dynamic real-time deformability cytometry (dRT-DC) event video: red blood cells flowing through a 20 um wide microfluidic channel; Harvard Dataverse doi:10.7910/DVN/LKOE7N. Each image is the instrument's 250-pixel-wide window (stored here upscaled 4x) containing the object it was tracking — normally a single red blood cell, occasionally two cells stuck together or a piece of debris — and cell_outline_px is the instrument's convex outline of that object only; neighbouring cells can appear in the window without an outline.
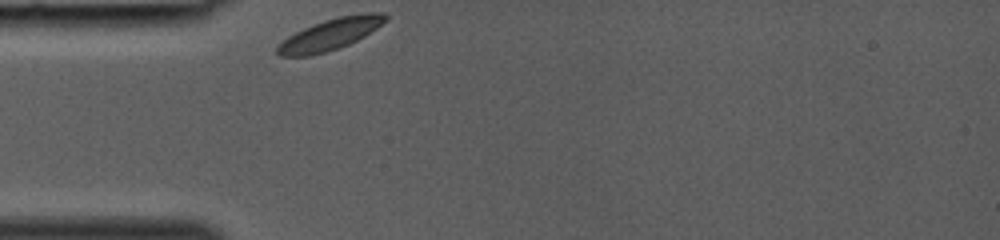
{"species": "common noctule bat (a hibernating species)", "species_latin": "Nyctalus noctula", "temperature_condition": "room temperature", "stored_images_in_passage": 24, "camera_frame_rate_fps": 3000, "um_per_image_px": 0.085, "animal": {"sex": "female", "body_mass_g": 19.0, "forearm_length_mm": 53.3}, "frame": {"image": 1, "passage_image": 1, "time_ms": 0.0, "image_size_px": [1000, 240], "cell_outline_px": [[388, 20], [364, 36], [348, 44], [324, 52], [308, 56], [280, 56], [276, 52], [276, 48], [288, 36], [304, 28], [324, 20], [340, 16], [364, 12], [384, 12], [388, 16]], "centroid_in_image_um": [28.11, 2.89], "position_along_channel_um": 56.9, "area_um2": 19.48}}
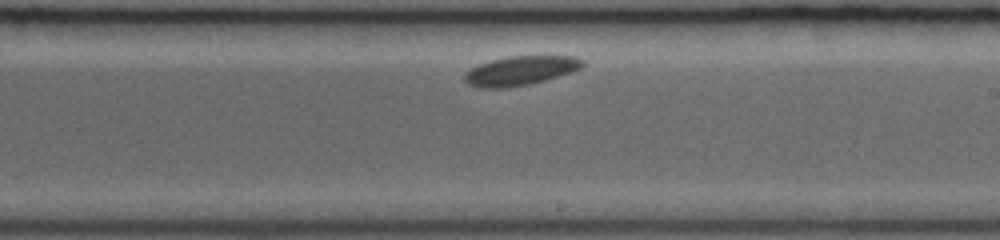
{"frame": {"image": 2, "passage_image": 14, "time_ms": 4.333, "image_size_px": [1000, 240], "cell_outline_px": [[584, 64], [580, 68], [544, 80], [528, 84], [508, 88], [480, 88], [468, 84], [464, 80], [464, 76], [472, 68], [480, 64], [492, 60], [508, 56], [576, 56], [584, 60]], "centroid_in_image_um": [44.22, 6.0], "position_along_channel_um": 244.8, "area_um2": 19.77}}
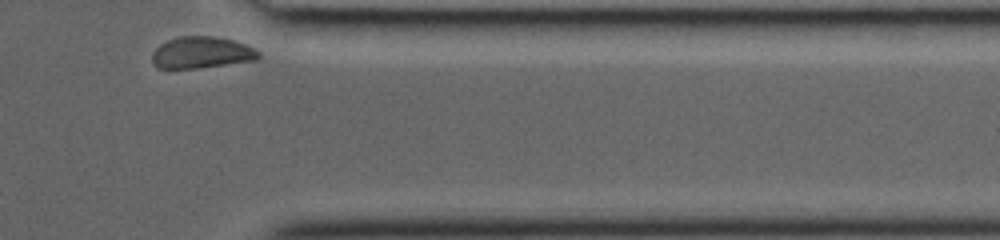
{"frame": {"image": 3, "passage_image": 24, "time_ms": 7.667, "image_size_px": [1000, 240], "cell_outline_px": [[260, 56], [256, 60], [196, 68], [156, 68], [152, 64], [152, 52], [160, 44], [168, 40], [180, 36], [212, 36], [232, 40], [244, 44], [260, 52]], "centroid_in_image_um": [17.09, 4.47], "position_along_channel_um": 394.3, "area_um2": 19.48}}